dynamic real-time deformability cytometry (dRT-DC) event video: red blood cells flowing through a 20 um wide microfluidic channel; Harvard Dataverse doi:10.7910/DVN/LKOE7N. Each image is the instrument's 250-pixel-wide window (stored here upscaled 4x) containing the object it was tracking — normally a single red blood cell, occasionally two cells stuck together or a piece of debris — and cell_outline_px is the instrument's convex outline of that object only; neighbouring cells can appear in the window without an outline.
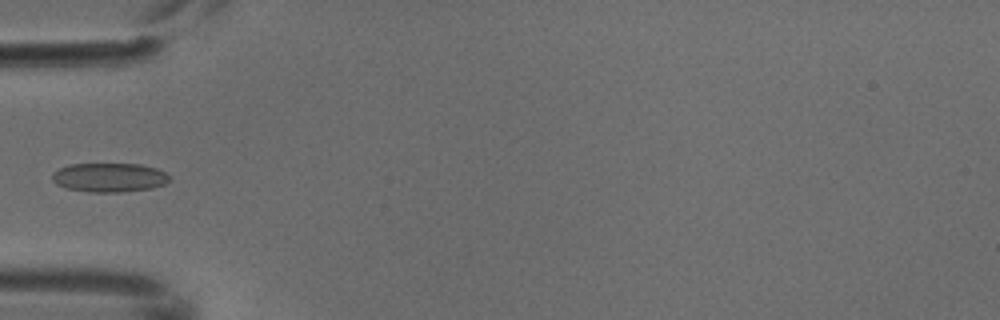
{"species": "common noctule bat (a hibernating species)", "species_latin": "Nyctalus noctula", "temperature_condition": "cold", "stored_images_in_passage": 4, "camera_frame_rate_fps": 3000, "um_per_image_px": 0.085, "animal": {"sex": "male", "body_mass_g": 18.8}, "frame": {"image": 1, "passage_image": 4, "time_ms": 1.0, "image_size_px": [1000, 320], "cell_outline_px": [[168, 180], [164, 184], [152, 188], [120, 192], [88, 192], [64, 188], [56, 184], [52, 180], [52, 172], [68, 164], [140, 164], [156, 168], [164, 172], [168, 176]], "centroid_in_image_um": [9.23, 15.09], "position_along_channel_um": 75.8, "area_um2": 19.88}}